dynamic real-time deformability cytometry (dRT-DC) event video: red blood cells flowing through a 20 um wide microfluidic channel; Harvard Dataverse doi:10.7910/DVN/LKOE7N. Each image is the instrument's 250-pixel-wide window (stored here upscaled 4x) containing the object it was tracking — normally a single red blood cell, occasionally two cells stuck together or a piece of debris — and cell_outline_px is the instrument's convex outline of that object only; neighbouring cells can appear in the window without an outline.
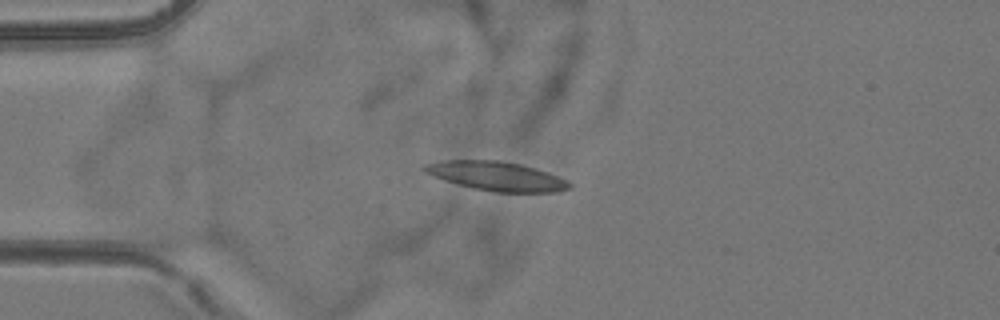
{"species": "common noctule bat (a hibernating species)", "species_latin": "Nyctalus noctula", "temperature_condition": "room temperature", "stored_images_in_passage": 6, "camera_frame_rate_fps": 3000, "um_per_image_px": 0.085, "animal": {"sex": "female", "body_mass_g": 24.6, "forearm_length_mm": 56.2}, "frame": {"image": 1, "passage_image": 3, "time_ms": 2.333, "image_size_px": [1000, 320], "cell_outline_px": [[572, 188], [556, 192], [496, 192], [472, 188], [444, 180], [428, 172], [424, 168], [424, 164], [444, 160], [500, 160], [520, 164], [536, 168], [568, 180], [572, 184]], "centroid_in_image_um": [42.28, 14.97], "position_along_channel_um": 42.7, "area_um2": 24.39}}
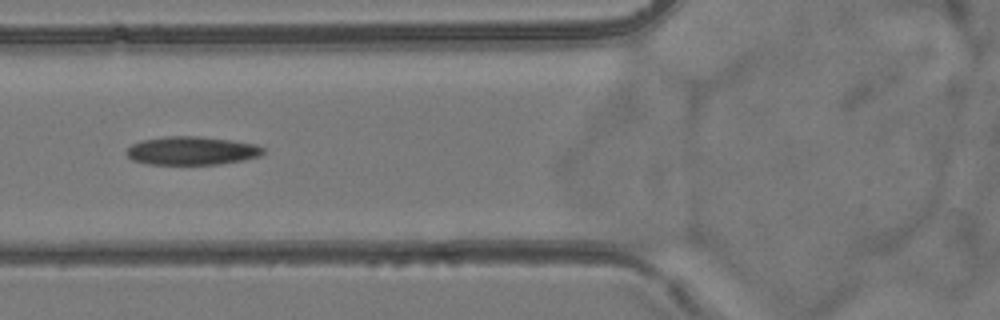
{"frame": {"image": 2, "passage_image": 5, "time_ms": 4.667, "image_size_px": [1000, 320], "cell_outline_px": [[264, 152], [260, 156], [244, 160], [220, 164], [148, 164], [132, 160], [124, 152], [132, 144], [140, 140], [164, 136], [200, 136], [232, 140], [256, 144], [264, 148]], "centroid_in_image_um": [16.29, 12.8], "position_along_channel_um": 109.5, "area_um2": 22.83}}
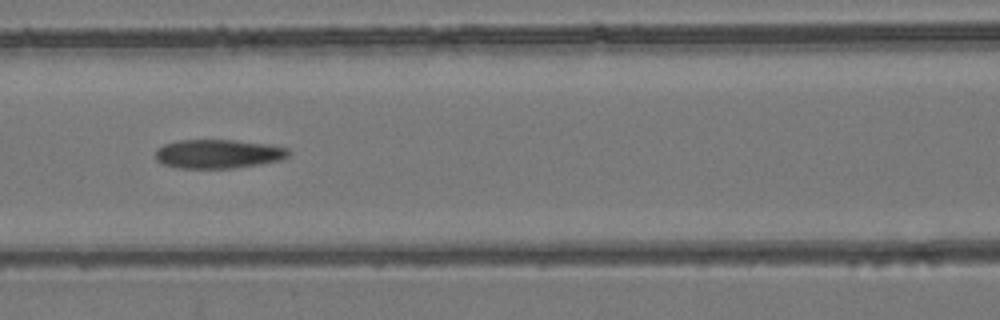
{"frame": {"image": 3, "passage_image": 6, "time_ms": 5.667, "image_size_px": [1000, 320], "cell_outline_px": [[288, 156], [280, 160], [260, 164], [232, 168], [176, 168], [164, 164], [156, 160], [156, 148], [164, 144], [180, 140], [236, 140], [272, 144], [288, 148]], "centroid_in_image_um": [18.55, 13.07], "position_along_channel_um": 148.1, "area_um2": 22.54}}